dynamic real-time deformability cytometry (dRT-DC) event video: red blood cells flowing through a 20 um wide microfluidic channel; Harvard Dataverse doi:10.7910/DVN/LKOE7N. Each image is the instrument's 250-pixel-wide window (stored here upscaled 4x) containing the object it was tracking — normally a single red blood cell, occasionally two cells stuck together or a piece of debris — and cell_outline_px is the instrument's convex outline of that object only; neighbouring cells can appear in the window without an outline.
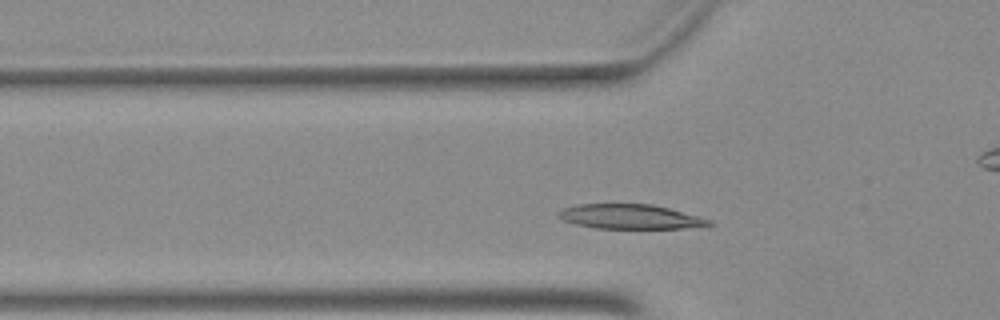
{"species": "Egyptian fruit bat (a non-hibernating species)", "species_latin": "Rousettus aegyptiacus", "temperature_condition": "warm", "stored_images_in_passage": 30, "camera_frame_rate_fps": 3000, "um_per_image_px": 0.085, "animal": {"sex": "female"}, "frame": {"image": 1, "passage_image": 3, "time_ms": 0.667, "image_size_px": [1000, 320], "cell_outline_px": [[716, 224], [684, 228], [596, 228], [576, 224], [560, 220], [556, 216], [556, 212], [564, 208], [580, 204], [652, 204], [700, 216], [712, 220]], "centroid_in_image_um": [53.55, 18.41], "position_along_channel_um": 72.3, "area_um2": 21.62}}
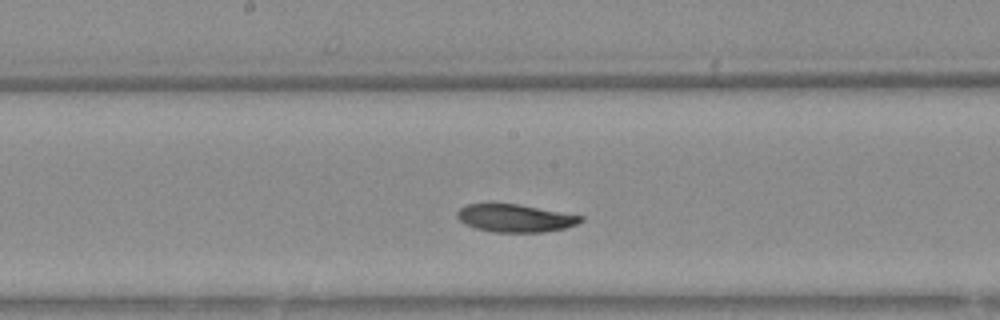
{"frame": {"image": 2, "passage_image": 13, "time_ms": 4.0, "image_size_px": [1000, 320], "cell_outline_px": [[584, 220], [576, 224], [564, 228], [544, 232], [492, 232], [476, 228], [464, 224], [456, 216], [456, 212], [460, 208], [468, 204], [516, 204], [584, 216]], "centroid_in_image_um": [43.77, 18.55], "position_along_channel_um": 204.4, "area_um2": 19.83}}
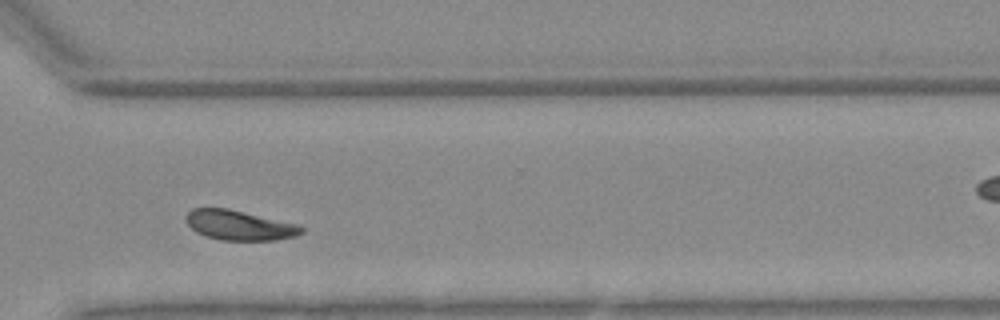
{"frame": {"image": 3, "passage_image": 24, "time_ms": 7.667, "image_size_px": [1000, 320], "cell_outline_px": [[304, 232], [296, 236], [276, 240], [220, 240], [204, 236], [196, 232], [184, 220], [184, 216], [192, 208], [228, 208], [300, 224], [304, 228]], "centroid_in_image_um": [20.35, 19.14], "position_along_channel_um": 350.2, "area_um2": 20.4}}